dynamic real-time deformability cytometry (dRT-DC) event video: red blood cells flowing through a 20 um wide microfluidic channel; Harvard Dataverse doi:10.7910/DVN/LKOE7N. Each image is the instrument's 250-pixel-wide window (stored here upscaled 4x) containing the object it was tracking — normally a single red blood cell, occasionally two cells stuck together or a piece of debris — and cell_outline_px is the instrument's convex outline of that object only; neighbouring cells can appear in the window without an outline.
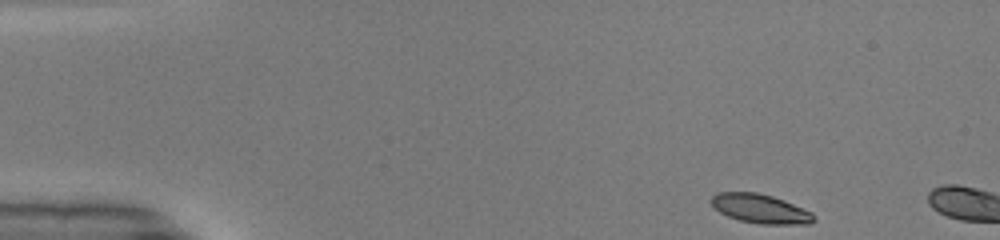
{"species": "common noctule bat (a hibernating species)", "species_latin": "Nyctalus noctula", "temperature_condition": "warm", "stored_images_in_passage": 3, "camera_frame_rate_fps": 3000, "um_per_image_px": 0.085, "animal": {"sex": "male", "body_mass_g": 19.0, "forearm_length_mm": 50.8}, "frame": {"image": 1, "passage_image": 1, "time_ms": 0.0, "image_size_px": [1000, 240], "cell_outline_px": [[816, 220], [812, 224], [760, 224], [740, 220], [728, 216], [720, 212], [712, 204], [712, 196], [716, 192], [756, 192], [772, 196], [784, 200], [812, 212], [816, 216]], "centroid_in_image_um": [64.68, 17.74], "position_along_channel_um": 20.3, "area_um2": 17.4}}